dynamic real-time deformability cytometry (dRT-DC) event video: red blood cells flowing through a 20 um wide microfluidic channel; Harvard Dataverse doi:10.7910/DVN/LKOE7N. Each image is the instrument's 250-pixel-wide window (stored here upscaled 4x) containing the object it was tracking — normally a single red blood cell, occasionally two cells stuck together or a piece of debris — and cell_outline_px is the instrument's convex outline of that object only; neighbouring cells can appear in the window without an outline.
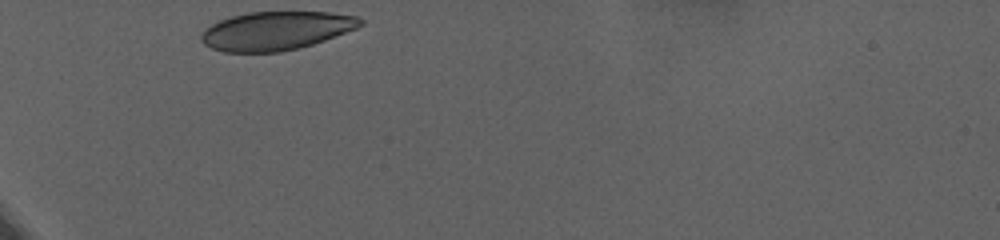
{"species": "human", "species_latin": "Homo sapiens", "temperature_condition": "warm", "stored_images_in_passage": 37, "camera_frame_rate_fps": 3000, "um_per_image_px": 0.085, "donor": {"sex": "female"}, "frame": {"image": 1, "passage_image": 1, "time_ms": 0.0, "image_size_px": [1000, 240], "cell_outline_px": [[364, 24], [356, 28], [324, 40], [300, 48], [280, 52], [224, 52], [212, 48], [204, 44], [200, 40], [200, 36], [204, 28], [220, 20], [232, 16], [248, 12], [328, 12], [360, 16], [364, 20]], "centroid_in_image_um": [23.46, 2.61], "position_along_channel_um": 61.5, "area_um2": 35.89}}
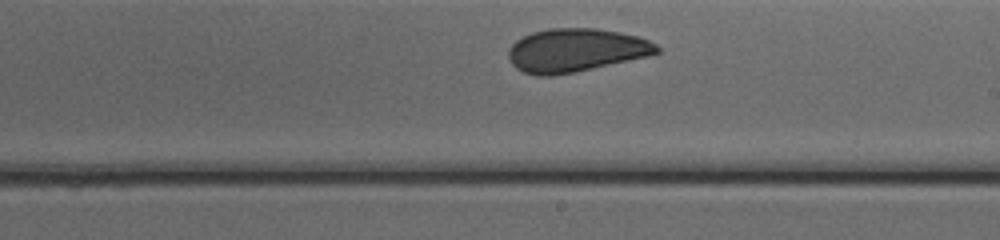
{"frame": {"image": 2, "passage_image": 22, "time_ms": 7.0, "image_size_px": [1000, 240], "cell_outline_px": [[660, 52], [648, 56], [576, 72], [552, 76], [536, 76], [524, 72], [516, 68], [512, 64], [508, 56], [508, 48], [516, 40], [532, 32], [548, 28], [596, 28], [620, 32], [636, 36], [648, 40], [656, 44], [660, 48]], "centroid_in_image_um": [48.92, 4.27], "position_along_channel_um": 240.1, "area_um2": 37.63}}
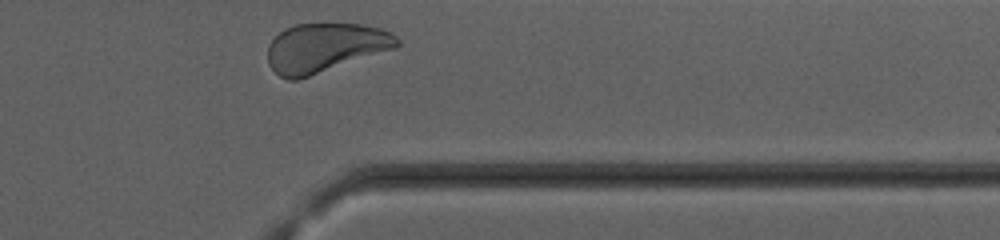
{"frame": {"image": 3, "passage_image": 37, "time_ms": 12.0, "image_size_px": [1000, 240], "cell_outline_px": [[400, 44], [396, 48], [296, 80], [288, 80], [280, 76], [268, 64], [268, 44], [284, 28], [296, 24], [364, 24], [380, 28], [392, 32], [400, 40]], "centroid_in_image_um": [27.64, 4.04], "position_along_channel_um": 383.8, "area_um2": 36.88}, "authors_computed_cell_mechanics": {"area_um2": 36.8764, "velocity_mm_per_s": 2.889, "shape_relaxation_time_tau1_ms": 10.1157, "shape_relaxation_time_tau2_ms": 1.3117, "deformation_change_tau1": 0.1322, "deformation_change_tau2": 0.049}}